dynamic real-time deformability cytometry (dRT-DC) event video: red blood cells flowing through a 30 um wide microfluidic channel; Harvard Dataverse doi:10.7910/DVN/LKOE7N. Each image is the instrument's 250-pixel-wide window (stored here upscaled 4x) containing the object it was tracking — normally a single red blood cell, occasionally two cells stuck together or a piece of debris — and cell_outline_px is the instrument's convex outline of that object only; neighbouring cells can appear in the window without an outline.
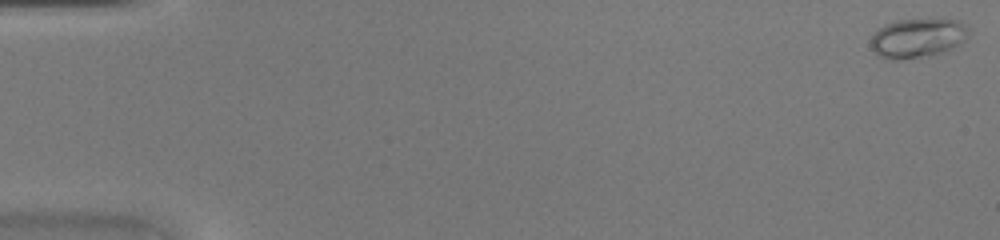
{"species": "common noctule bat (a hibernating species)", "species_latin": "Nyctalus noctula", "temperature_condition": "warm", "stored_images_in_passage": 45, "camera_frame_rate_fps": 3000, "um_per_image_px": 0.085, "animal": {"sex": "female", "body_mass_g": 20.0, "forearm_length_mm": 54.0}, "frame": {"image": 1, "passage_image": 1, "time_ms": 0.0, "image_size_px": [1000, 240], "cell_outline_px": [[972, 28], [968, 36], [964, 40], [940, 52], [928, 56], [900, 60], [888, 60], [876, 56], [872, 48], [872, 36], [884, 24], [896, 20], [956, 20], [968, 24]], "centroid_in_image_um": [77.98, 3.24], "position_along_channel_um": 7.0, "area_um2": 22.31}}
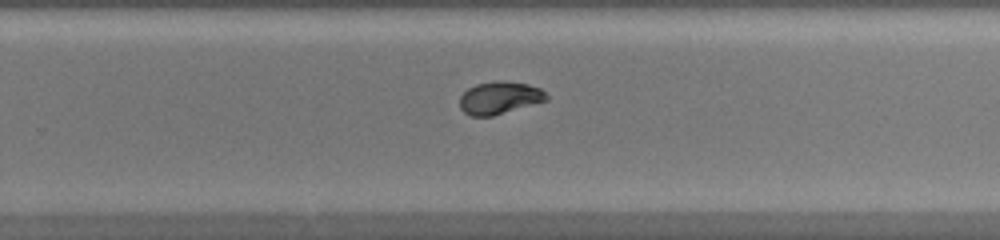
{"frame": {"image": 2, "passage_image": 30, "time_ms": 9.667, "image_size_px": [1000, 240], "cell_outline_px": [[548, 100], [492, 116], [472, 116], [464, 112], [460, 108], [460, 96], [468, 88], [476, 84], [496, 80], [504, 80], [528, 84], [540, 88], [548, 96]], "centroid_in_image_um": [42.46, 8.3], "position_along_channel_um": 287.3, "area_um2": 16.47}}
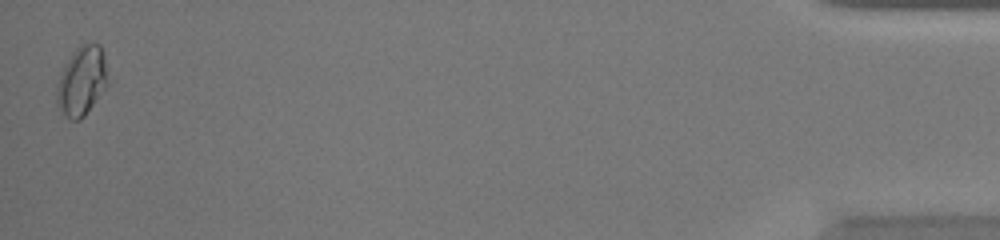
{"frame": {"image": 3, "passage_image": 45, "time_ms": 14.667, "image_size_px": [1000, 240], "cell_outline_px": [[108, 84], [84, 116], [80, 120], [72, 120], [56, 104], [56, 88], [64, 64], [80, 44], [100, 44], [104, 56], [108, 80]], "centroid_in_image_um": [6.95, 6.87], "position_along_channel_um": 428.3, "area_um2": 20.23}}